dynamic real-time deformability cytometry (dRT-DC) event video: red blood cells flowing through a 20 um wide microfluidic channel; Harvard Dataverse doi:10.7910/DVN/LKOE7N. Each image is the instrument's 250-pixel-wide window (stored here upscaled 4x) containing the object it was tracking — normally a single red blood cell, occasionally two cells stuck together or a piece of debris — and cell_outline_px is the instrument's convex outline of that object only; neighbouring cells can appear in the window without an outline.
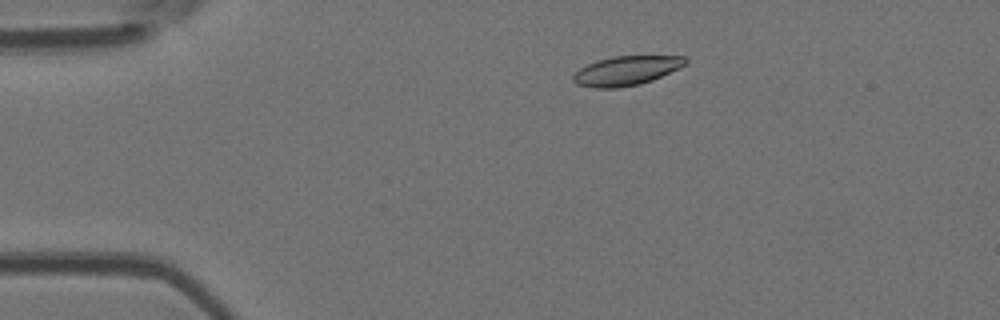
{"species": "Egyptian fruit bat (a non-hibernating species)", "species_latin": "Rousettus aegyptiacus", "temperature_condition": "room temperature", "stored_images_in_passage": 6, "camera_frame_rate_fps": 3000, "um_per_image_px": 0.085, "animal": {"sex": "female"}, "frame": {"image": 1, "passage_image": 3, "time_ms": 2.333, "image_size_px": [1000, 320], "cell_outline_px": [[688, 64], [680, 68], [652, 80], [640, 84], [616, 88], [592, 88], [576, 84], [572, 80], [572, 76], [580, 68], [596, 60], [616, 56], [684, 56], [688, 60]], "centroid_in_image_um": [53.24, 6.01], "position_along_channel_um": 31.8, "area_um2": 19.25}}
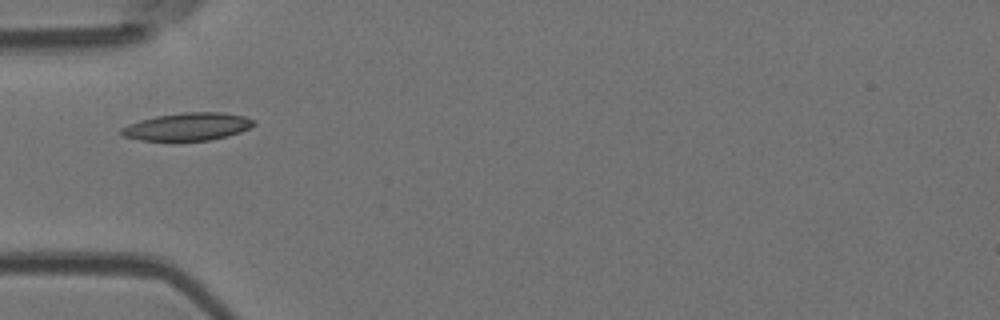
{"frame": {"image": 2, "passage_image": 5, "time_ms": 4.667, "image_size_px": [1000, 320], "cell_outline_px": [[256, 124], [240, 132], [228, 136], [208, 140], [172, 144], [140, 140], [120, 136], [120, 128], [128, 124], [140, 120], [156, 116], [184, 112], [224, 112], [244, 116], [256, 120]], "centroid_in_image_um": [15.88, 10.81], "position_along_channel_um": 69.1, "area_um2": 22.43}}
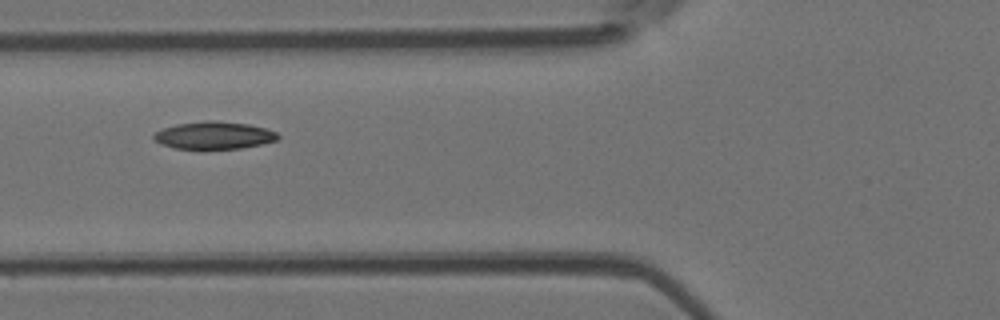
{"frame": {"image": 3, "passage_image": 6, "time_ms": 5.667, "image_size_px": [1000, 320], "cell_outline_px": [[280, 136], [276, 140], [260, 144], [240, 148], [200, 152], [172, 148], [160, 144], [152, 136], [156, 132], [164, 128], [176, 124], [208, 120], [212, 120], [248, 124], [264, 128], [276, 132]], "centroid_in_image_um": [18.13, 11.55], "position_along_channel_um": 107.7, "area_um2": 20.52}}